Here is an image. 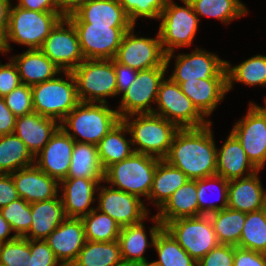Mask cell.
<instances>
[{
	"instance_id": "1",
	"label": "cell",
	"mask_w": 266,
	"mask_h": 266,
	"mask_svg": "<svg viewBox=\"0 0 266 266\" xmlns=\"http://www.w3.org/2000/svg\"><path fill=\"white\" fill-rule=\"evenodd\" d=\"M211 124L201 128L179 129L164 158L170 165L182 170L190 180L216 175L217 148Z\"/></svg>"
},
{
	"instance_id": "2",
	"label": "cell",
	"mask_w": 266,
	"mask_h": 266,
	"mask_svg": "<svg viewBox=\"0 0 266 266\" xmlns=\"http://www.w3.org/2000/svg\"><path fill=\"white\" fill-rule=\"evenodd\" d=\"M120 120L117 109H110L107 103L80 102L60 122V127L75 142H84L97 146L101 139ZM77 135L82 138L78 139Z\"/></svg>"
},
{
	"instance_id": "3",
	"label": "cell",
	"mask_w": 266,
	"mask_h": 266,
	"mask_svg": "<svg viewBox=\"0 0 266 266\" xmlns=\"http://www.w3.org/2000/svg\"><path fill=\"white\" fill-rule=\"evenodd\" d=\"M122 120L128 127L132 144L139 146L134 147V151L160 159L168 155L174 135L179 130L174 123L153 113L132 114Z\"/></svg>"
},
{
	"instance_id": "4",
	"label": "cell",
	"mask_w": 266,
	"mask_h": 266,
	"mask_svg": "<svg viewBox=\"0 0 266 266\" xmlns=\"http://www.w3.org/2000/svg\"><path fill=\"white\" fill-rule=\"evenodd\" d=\"M64 18L59 12H38L12 6L2 53L9 52V41L29 46V50L40 49L57 23Z\"/></svg>"
},
{
	"instance_id": "5",
	"label": "cell",
	"mask_w": 266,
	"mask_h": 266,
	"mask_svg": "<svg viewBox=\"0 0 266 266\" xmlns=\"http://www.w3.org/2000/svg\"><path fill=\"white\" fill-rule=\"evenodd\" d=\"M159 160L148 154L134 152L128 158L108 166L104 170L103 182L139 198H148Z\"/></svg>"
},
{
	"instance_id": "6",
	"label": "cell",
	"mask_w": 266,
	"mask_h": 266,
	"mask_svg": "<svg viewBox=\"0 0 266 266\" xmlns=\"http://www.w3.org/2000/svg\"><path fill=\"white\" fill-rule=\"evenodd\" d=\"M65 80L55 77L31 87L34 112L59 123L80 103L71 71H63Z\"/></svg>"
},
{
	"instance_id": "7",
	"label": "cell",
	"mask_w": 266,
	"mask_h": 266,
	"mask_svg": "<svg viewBox=\"0 0 266 266\" xmlns=\"http://www.w3.org/2000/svg\"><path fill=\"white\" fill-rule=\"evenodd\" d=\"M71 73L80 102L108 103L105 97L117 95L114 59H85Z\"/></svg>"
},
{
	"instance_id": "8",
	"label": "cell",
	"mask_w": 266,
	"mask_h": 266,
	"mask_svg": "<svg viewBox=\"0 0 266 266\" xmlns=\"http://www.w3.org/2000/svg\"><path fill=\"white\" fill-rule=\"evenodd\" d=\"M184 7L168 0L159 20V37L165 54L174 52L175 48L190 46L197 32L199 18L188 0H181Z\"/></svg>"
},
{
	"instance_id": "9",
	"label": "cell",
	"mask_w": 266,
	"mask_h": 266,
	"mask_svg": "<svg viewBox=\"0 0 266 266\" xmlns=\"http://www.w3.org/2000/svg\"><path fill=\"white\" fill-rule=\"evenodd\" d=\"M156 104L158 108L153 110V114L162 116L179 129L201 128L211 123L205 120L192 101L182 92L179 84L170 78H164L161 82Z\"/></svg>"
},
{
	"instance_id": "10",
	"label": "cell",
	"mask_w": 266,
	"mask_h": 266,
	"mask_svg": "<svg viewBox=\"0 0 266 266\" xmlns=\"http://www.w3.org/2000/svg\"><path fill=\"white\" fill-rule=\"evenodd\" d=\"M164 228L196 262L220 244L208 215L178 218Z\"/></svg>"
},
{
	"instance_id": "11",
	"label": "cell",
	"mask_w": 266,
	"mask_h": 266,
	"mask_svg": "<svg viewBox=\"0 0 266 266\" xmlns=\"http://www.w3.org/2000/svg\"><path fill=\"white\" fill-rule=\"evenodd\" d=\"M167 67H153L138 71L135 81L122 94L117 113L120 119L132 114L153 113L150 103L157 100L158 89L166 78Z\"/></svg>"
},
{
	"instance_id": "12",
	"label": "cell",
	"mask_w": 266,
	"mask_h": 266,
	"mask_svg": "<svg viewBox=\"0 0 266 266\" xmlns=\"http://www.w3.org/2000/svg\"><path fill=\"white\" fill-rule=\"evenodd\" d=\"M264 101L265 107L251 101L247 115L237 121L231 131L258 170L266 163V98Z\"/></svg>"
},
{
	"instance_id": "13",
	"label": "cell",
	"mask_w": 266,
	"mask_h": 266,
	"mask_svg": "<svg viewBox=\"0 0 266 266\" xmlns=\"http://www.w3.org/2000/svg\"><path fill=\"white\" fill-rule=\"evenodd\" d=\"M173 54H166L165 65L168 69L171 58H176L174 71L169 77L175 83L196 79H227L226 61L211 52L196 48L191 54Z\"/></svg>"
},
{
	"instance_id": "14",
	"label": "cell",
	"mask_w": 266,
	"mask_h": 266,
	"mask_svg": "<svg viewBox=\"0 0 266 266\" xmlns=\"http://www.w3.org/2000/svg\"><path fill=\"white\" fill-rule=\"evenodd\" d=\"M134 27L124 33L114 60L137 71L153 67H167L165 65L166 54L163 51L159 34L155 39L138 37L134 34Z\"/></svg>"
},
{
	"instance_id": "15",
	"label": "cell",
	"mask_w": 266,
	"mask_h": 266,
	"mask_svg": "<svg viewBox=\"0 0 266 266\" xmlns=\"http://www.w3.org/2000/svg\"><path fill=\"white\" fill-rule=\"evenodd\" d=\"M40 50L62 72L72 71L85 60L76 29L66 17L51 30Z\"/></svg>"
},
{
	"instance_id": "16",
	"label": "cell",
	"mask_w": 266,
	"mask_h": 266,
	"mask_svg": "<svg viewBox=\"0 0 266 266\" xmlns=\"http://www.w3.org/2000/svg\"><path fill=\"white\" fill-rule=\"evenodd\" d=\"M101 187V188H100ZM100 190V193H99ZM98 207L121 227L139 223L148 218V211L141 198L112 187H98Z\"/></svg>"
},
{
	"instance_id": "17",
	"label": "cell",
	"mask_w": 266,
	"mask_h": 266,
	"mask_svg": "<svg viewBox=\"0 0 266 266\" xmlns=\"http://www.w3.org/2000/svg\"><path fill=\"white\" fill-rule=\"evenodd\" d=\"M73 25L78 35L83 57L95 60L114 59L124 33L131 29L91 26V24Z\"/></svg>"
},
{
	"instance_id": "18",
	"label": "cell",
	"mask_w": 266,
	"mask_h": 266,
	"mask_svg": "<svg viewBox=\"0 0 266 266\" xmlns=\"http://www.w3.org/2000/svg\"><path fill=\"white\" fill-rule=\"evenodd\" d=\"M74 144L75 141L59 127L49 142L35 156L34 164L60 183L69 172Z\"/></svg>"
},
{
	"instance_id": "19",
	"label": "cell",
	"mask_w": 266,
	"mask_h": 266,
	"mask_svg": "<svg viewBox=\"0 0 266 266\" xmlns=\"http://www.w3.org/2000/svg\"><path fill=\"white\" fill-rule=\"evenodd\" d=\"M66 18L72 24H91V26H109V28L134 26L117 0H88L74 14Z\"/></svg>"
},
{
	"instance_id": "20",
	"label": "cell",
	"mask_w": 266,
	"mask_h": 266,
	"mask_svg": "<svg viewBox=\"0 0 266 266\" xmlns=\"http://www.w3.org/2000/svg\"><path fill=\"white\" fill-rule=\"evenodd\" d=\"M63 266H71L86 243L81 218H66L45 239Z\"/></svg>"
},
{
	"instance_id": "21",
	"label": "cell",
	"mask_w": 266,
	"mask_h": 266,
	"mask_svg": "<svg viewBox=\"0 0 266 266\" xmlns=\"http://www.w3.org/2000/svg\"><path fill=\"white\" fill-rule=\"evenodd\" d=\"M19 198L28 203L47 201L58 196L60 183L35 164L10 173Z\"/></svg>"
},
{
	"instance_id": "22",
	"label": "cell",
	"mask_w": 266,
	"mask_h": 266,
	"mask_svg": "<svg viewBox=\"0 0 266 266\" xmlns=\"http://www.w3.org/2000/svg\"><path fill=\"white\" fill-rule=\"evenodd\" d=\"M101 182L103 179L86 178H65L60 182L63 191L60 198L67 218H82L95 209L90 205L97 200L94 194Z\"/></svg>"
},
{
	"instance_id": "23",
	"label": "cell",
	"mask_w": 266,
	"mask_h": 266,
	"mask_svg": "<svg viewBox=\"0 0 266 266\" xmlns=\"http://www.w3.org/2000/svg\"><path fill=\"white\" fill-rule=\"evenodd\" d=\"M59 127L60 123L56 119L33 112L16 118L14 134L35 157Z\"/></svg>"
},
{
	"instance_id": "24",
	"label": "cell",
	"mask_w": 266,
	"mask_h": 266,
	"mask_svg": "<svg viewBox=\"0 0 266 266\" xmlns=\"http://www.w3.org/2000/svg\"><path fill=\"white\" fill-rule=\"evenodd\" d=\"M259 172L229 181L228 208L250 213L266 207V191L257 175Z\"/></svg>"
},
{
	"instance_id": "25",
	"label": "cell",
	"mask_w": 266,
	"mask_h": 266,
	"mask_svg": "<svg viewBox=\"0 0 266 266\" xmlns=\"http://www.w3.org/2000/svg\"><path fill=\"white\" fill-rule=\"evenodd\" d=\"M216 160V175L228 181L249 177L259 171L248 159L240 142L231 132L221 148L217 149Z\"/></svg>"
},
{
	"instance_id": "26",
	"label": "cell",
	"mask_w": 266,
	"mask_h": 266,
	"mask_svg": "<svg viewBox=\"0 0 266 266\" xmlns=\"http://www.w3.org/2000/svg\"><path fill=\"white\" fill-rule=\"evenodd\" d=\"M178 84L204 117L211 116L228 92L227 79H196Z\"/></svg>"
},
{
	"instance_id": "27",
	"label": "cell",
	"mask_w": 266,
	"mask_h": 266,
	"mask_svg": "<svg viewBox=\"0 0 266 266\" xmlns=\"http://www.w3.org/2000/svg\"><path fill=\"white\" fill-rule=\"evenodd\" d=\"M154 226L150 228L151 243L148 242L143 221L129 226L121 227L118 237L123 262L143 263L147 259L144 252L148 246H154V241L163 228L157 216H152ZM150 244V245H149Z\"/></svg>"
},
{
	"instance_id": "28",
	"label": "cell",
	"mask_w": 266,
	"mask_h": 266,
	"mask_svg": "<svg viewBox=\"0 0 266 266\" xmlns=\"http://www.w3.org/2000/svg\"><path fill=\"white\" fill-rule=\"evenodd\" d=\"M58 197L30 203L32 223L23 237L30 240H45L67 218L61 198Z\"/></svg>"
},
{
	"instance_id": "29",
	"label": "cell",
	"mask_w": 266,
	"mask_h": 266,
	"mask_svg": "<svg viewBox=\"0 0 266 266\" xmlns=\"http://www.w3.org/2000/svg\"><path fill=\"white\" fill-rule=\"evenodd\" d=\"M11 59L18 68L22 84L27 86L51 80L62 72L40 49H28Z\"/></svg>"
},
{
	"instance_id": "30",
	"label": "cell",
	"mask_w": 266,
	"mask_h": 266,
	"mask_svg": "<svg viewBox=\"0 0 266 266\" xmlns=\"http://www.w3.org/2000/svg\"><path fill=\"white\" fill-rule=\"evenodd\" d=\"M157 212V218L163 227L178 218L199 216L197 200V179L188 180L177 189Z\"/></svg>"
},
{
	"instance_id": "31",
	"label": "cell",
	"mask_w": 266,
	"mask_h": 266,
	"mask_svg": "<svg viewBox=\"0 0 266 266\" xmlns=\"http://www.w3.org/2000/svg\"><path fill=\"white\" fill-rule=\"evenodd\" d=\"M124 132L130 133L121 119L97 144L99 160L104 170L135 152L131 147L133 145L131 138L126 139Z\"/></svg>"
},
{
	"instance_id": "32",
	"label": "cell",
	"mask_w": 266,
	"mask_h": 266,
	"mask_svg": "<svg viewBox=\"0 0 266 266\" xmlns=\"http://www.w3.org/2000/svg\"><path fill=\"white\" fill-rule=\"evenodd\" d=\"M188 180L189 178L182 170L170 165L166 160L160 159L156 166L148 199L152 203L155 202V206L160 209L170 196Z\"/></svg>"
},
{
	"instance_id": "33",
	"label": "cell",
	"mask_w": 266,
	"mask_h": 266,
	"mask_svg": "<svg viewBox=\"0 0 266 266\" xmlns=\"http://www.w3.org/2000/svg\"><path fill=\"white\" fill-rule=\"evenodd\" d=\"M103 177L104 169L99 160L97 146L75 142L66 178L103 179Z\"/></svg>"
},
{
	"instance_id": "34",
	"label": "cell",
	"mask_w": 266,
	"mask_h": 266,
	"mask_svg": "<svg viewBox=\"0 0 266 266\" xmlns=\"http://www.w3.org/2000/svg\"><path fill=\"white\" fill-rule=\"evenodd\" d=\"M35 163L26 144L14 133L0 136V173L10 174Z\"/></svg>"
},
{
	"instance_id": "35",
	"label": "cell",
	"mask_w": 266,
	"mask_h": 266,
	"mask_svg": "<svg viewBox=\"0 0 266 266\" xmlns=\"http://www.w3.org/2000/svg\"><path fill=\"white\" fill-rule=\"evenodd\" d=\"M122 262L118 240L112 242L86 241L71 266H118Z\"/></svg>"
},
{
	"instance_id": "36",
	"label": "cell",
	"mask_w": 266,
	"mask_h": 266,
	"mask_svg": "<svg viewBox=\"0 0 266 266\" xmlns=\"http://www.w3.org/2000/svg\"><path fill=\"white\" fill-rule=\"evenodd\" d=\"M208 216L220 244L239 245L246 213L227 207Z\"/></svg>"
},
{
	"instance_id": "37",
	"label": "cell",
	"mask_w": 266,
	"mask_h": 266,
	"mask_svg": "<svg viewBox=\"0 0 266 266\" xmlns=\"http://www.w3.org/2000/svg\"><path fill=\"white\" fill-rule=\"evenodd\" d=\"M226 72L228 92L235 81L249 86H266V56H253L234 67L226 61Z\"/></svg>"
},
{
	"instance_id": "38",
	"label": "cell",
	"mask_w": 266,
	"mask_h": 266,
	"mask_svg": "<svg viewBox=\"0 0 266 266\" xmlns=\"http://www.w3.org/2000/svg\"><path fill=\"white\" fill-rule=\"evenodd\" d=\"M197 16L214 17L229 24L232 20L248 14L240 0H188Z\"/></svg>"
},
{
	"instance_id": "39",
	"label": "cell",
	"mask_w": 266,
	"mask_h": 266,
	"mask_svg": "<svg viewBox=\"0 0 266 266\" xmlns=\"http://www.w3.org/2000/svg\"><path fill=\"white\" fill-rule=\"evenodd\" d=\"M153 247L159 257L155 262L161 266H197V262L164 227L157 234Z\"/></svg>"
},
{
	"instance_id": "40",
	"label": "cell",
	"mask_w": 266,
	"mask_h": 266,
	"mask_svg": "<svg viewBox=\"0 0 266 266\" xmlns=\"http://www.w3.org/2000/svg\"><path fill=\"white\" fill-rule=\"evenodd\" d=\"M81 219L84 224L86 241L112 242L118 240L121 226L109 215L101 213L95 208Z\"/></svg>"
},
{
	"instance_id": "41",
	"label": "cell",
	"mask_w": 266,
	"mask_h": 266,
	"mask_svg": "<svg viewBox=\"0 0 266 266\" xmlns=\"http://www.w3.org/2000/svg\"><path fill=\"white\" fill-rule=\"evenodd\" d=\"M238 247L266 254V207L246 213Z\"/></svg>"
},
{
	"instance_id": "42",
	"label": "cell",
	"mask_w": 266,
	"mask_h": 266,
	"mask_svg": "<svg viewBox=\"0 0 266 266\" xmlns=\"http://www.w3.org/2000/svg\"><path fill=\"white\" fill-rule=\"evenodd\" d=\"M216 183L219 184V196L221 198L220 205H218L217 203L214 204V202L207 203L208 199L206 197V194L209 191L208 188L209 186H212L214 188L215 185L213 184ZM228 185L229 181L218 175L197 179V200L199 205V216L209 215L228 207ZM215 187L217 188V186Z\"/></svg>"
},
{
	"instance_id": "43",
	"label": "cell",
	"mask_w": 266,
	"mask_h": 266,
	"mask_svg": "<svg viewBox=\"0 0 266 266\" xmlns=\"http://www.w3.org/2000/svg\"><path fill=\"white\" fill-rule=\"evenodd\" d=\"M0 212L16 236L23 237L29 231L32 223L31 204L24 199L12 201Z\"/></svg>"
},
{
	"instance_id": "44",
	"label": "cell",
	"mask_w": 266,
	"mask_h": 266,
	"mask_svg": "<svg viewBox=\"0 0 266 266\" xmlns=\"http://www.w3.org/2000/svg\"><path fill=\"white\" fill-rule=\"evenodd\" d=\"M30 239L16 237L0 243V266H30Z\"/></svg>"
},
{
	"instance_id": "45",
	"label": "cell",
	"mask_w": 266,
	"mask_h": 266,
	"mask_svg": "<svg viewBox=\"0 0 266 266\" xmlns=\"http://www.w3.org/2000/svg\"><path fill=\"white\" fill-rule=\"evenodd\" d=\"M124 8L129 20L136 24L139 17L159 19L168 0H117Z\"/></svg>"
},
{
	"instance_id": "46",
	"label": "cell",
	"mask_w": 266,
	"mask_h": 266,
	"mask_svg": "<svg viewBox=\"0 0 266 266\" xmlns=\"http://www.w3.org/2000/svg\"><path fill=\"white\" fill-rule=\"evenodd\" d=\"M7 107L18 117L34 112L31 86L21 84L5 97Z\"/></svg>"
},
{
	"instance_id": "47",
	"label": "cell",
	"mask_w": 266,
	"mask_h": 266,
	"mask_svg": "<svg viewBox=\"0 0 266 266\" xmlns=\"http://www.w3.org/2000/svg\"><path fill=\"white\" fill-rule=\"evenodd\" d=\"M30 266H63L45 240H30Z\"/></svg>"
},
{
	"instance_id": "48",
	"label": "cell",
	"mask_w": 266,
	"mask_h": 266,
	"mask_svg": "<svg viewBox=\"0 0 266 266\" xmlns=\"http://www.w3.org/2000/svg\"><path fill=\"white\" fill-rule=\"evenodd\" d=\"M234 246L219 244L197 262V266H233Z\"/></svg>"
},
{
	"instance_id": "49",
	"label": "cell",
	"mask_w": 266,
	"mask_h": 266,
	"mask_svg": "<svg viewBox=\"0 0 266 266\" xmlns=\"http://www.w3.org/2000/svg\"><path fill=\"white\" fill-rule=\"evenodd\" d=\"M22 84L16 64L10 58L7 64L0 63V97H5Z\"/></svg>"
},
{
	"instance_id": "50",
	"label": "cell",
	"mask_w": 266,
	"mask_h": 266,
	"mask_svg": "<svg viewBox=\"0 0 266 266\" xmlns=\"http://www.w3.org/2000/svg\"><path fill=\"white\" fill-rule=\"evenodd\" d=\"M233 266H266V254L234 246Z\"/></svg>"
},
{
	"instance_id": "51",
	"label": "cell",
	"mask_w": 266,
	"mask_h": 266,
	"mask_svg": "<svg viewBox=\"0 0 266 266\" xmlns=\"http://www.w3.org/2000/svg\"><path fill=\"white\" fill-rule=\"evenodd\" d=\"M116 71L117 95L124 93L135 81L138 71L129 66L122 65L114 60Z\"/></svg>"
},
{
	"instance_id": "52",
	"label": "cell",
	"mask_w": 266,
	"mask_h": 266,
	"mask_svg": "<svg viewBox=\"0 0 266 266\" xmlns=\"http://www.w3.org/2000/svg\"><path fill=\"white\" fill-rule=\"evenodd\" d=\"M18 198L11 174L0 173V209Z\"/></svg>"
},
{
	"instance_id": "53",
	"label": "cell",
	"mask_w": 266,
	"mask_h": 266,
	"mask_svg": "<svg viewBox=\"0 0 266 266\" xmlns=\"http://www.w3.org/2000/svg\"><path fill=\"white\" fill-rule=\"evenodd\" d=\"M16 118L7 107L4 97H0V136L14 133Z\"/></svg>"
},
{
	"instance_id": "54",
	"label": "cell",
	"mask_w": 266,
	"mask_h": 266,
	"mask_svg": "<svg viewBox=\"0 0 266 266\" xmlns=\"http://www.w3.org/2000/svg\"><path fill=\"white\" fill-rule=\"evenodd\" d=\"M17 6L38 12H58L55 0H18Z\"/></svg>"
},
{
	"instance_id": "55",
	"label": "cell",
	"mask_w": 266,
	"mask_h": 266,
	"mask_svg": "<svg viewBox=\"0 0 266 266\" xmlns=\"http://www.w3.org/2000/svg\"><path fill=\"white\" fill-rule=\"evenodd\" d=\"M11 5L12 4L10 0H0V52L1 53L8 30L9 13Z\"/></svg>"
},
{
	"instance_id": "56",
	"label": "cell",
	"mask_w": 266,
	"mask_h": 266,
	"mask_svg": "<svg viewBox=\"0 0 266 266\" xmlns=\"http://www.w3.org/2000/svg\"><path fill=\"white\" fill-rule=\"evenodd\" d=\"M88 0H55L58 12L63 17L74 14Z\"/></svg>"
},
{
	"instance_id": "57",
	"label": "cell",
	"mask_w": 266,
	"mask_h": 266,
	"mask_svg": "<svg viewBox=\"0 0 266 266\" xmlns=\"http://www.w3.org/2000/svg\"><path fill=\"white\" fill-rule=\"evenodd\" d=\"M13 232L10 224L5 220L0 212V243H5L7 241H11L15 239L17 236L14 234L13 236L8 237L9 234ZM8 237V238H7Z\"/></svg>"
},
{
	"instance_id": "58",
	"label": "cell",
	"mask_w": 266,
	"mask_h": 266,
	"mask_svg": "<svg viewBox=\"0 0 266 266\" xmlns=\"http://www.w3.org/2000/svg\"><path fill=\"white\" fill-rule=\"evenodd\" d=\"M118 266H143L142 263H134V262H122Z\"/></svg>"
},
{
	"instance_id": "59",
	"label": "cell",
	"mask_w": 266,
	"mask_h": 266,
	"mask_svg": "<svg viewBox=\"0 0 266 266\" xmlns=\"http://www.w3.org/2000/svg\"><path fill=\"white\" fill-rule=\"evenodd\" d=\"M143 266H161L157 264L155 261L149 263L147 260L142 263Z\"/></svg>"
}]
</instances>
